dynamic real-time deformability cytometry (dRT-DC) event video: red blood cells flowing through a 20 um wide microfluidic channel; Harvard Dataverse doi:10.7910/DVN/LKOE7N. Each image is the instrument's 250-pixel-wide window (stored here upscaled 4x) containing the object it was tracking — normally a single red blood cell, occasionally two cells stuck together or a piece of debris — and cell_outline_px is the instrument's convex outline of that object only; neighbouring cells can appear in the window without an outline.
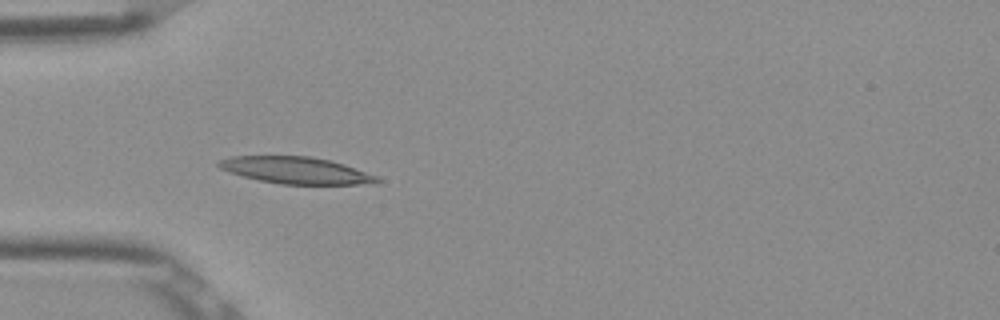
{"species": "Egyptian fruit bat (a non-hibernating species)", "species_latin": "Rousettus aegyptiacus", "temperature_condition": "room temperature", "stored_images_in_passage": 5, "camera_frame_rate_fps": 3000, "um_per_image_px": 0.085, "frame": {"image": 1, "passage_image": 4, "time_ms": 1.0, "image_size_px": [1000, 320], "cell_outline_px": [[384, 180], [376, 184], [280, 184], [260, 180], [228, 172], [220, 168], [216, 164], [220, 160], [232, 156], [312, 156], [344, 164], [380, 176]], "centroid_in_image_um": [25.23, 14.48], "position_along_channel_um": 59.8, "area_um2": 24.85}}
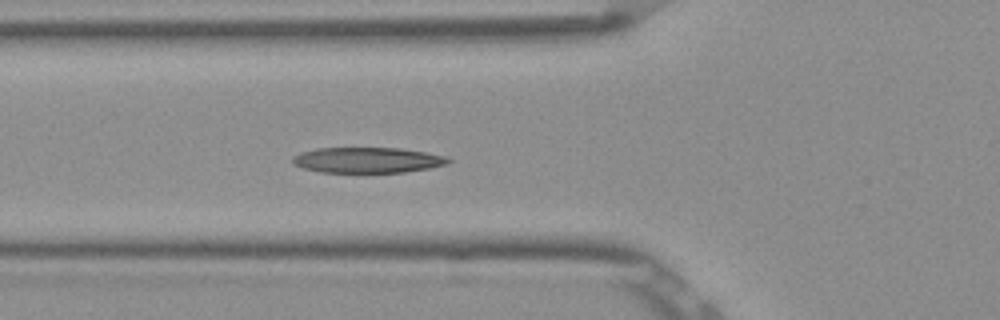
{"frame": {"image": 2, "passage_image": 5, "time_ms": 1.333, "image_size_px": [1000, 320], "cell_outline_px": [[452, 160], [448, 164], [428, 168], [404, 172], [320, 172], [304, 168], [292, 164], [292, 156], [300, 152], [316, 148], [400, 148], [448, 156]], "centroid_in_image_um": [31.23, 13.6], "position_along_channel_um": 94.6, "area_um2": 23.24}}